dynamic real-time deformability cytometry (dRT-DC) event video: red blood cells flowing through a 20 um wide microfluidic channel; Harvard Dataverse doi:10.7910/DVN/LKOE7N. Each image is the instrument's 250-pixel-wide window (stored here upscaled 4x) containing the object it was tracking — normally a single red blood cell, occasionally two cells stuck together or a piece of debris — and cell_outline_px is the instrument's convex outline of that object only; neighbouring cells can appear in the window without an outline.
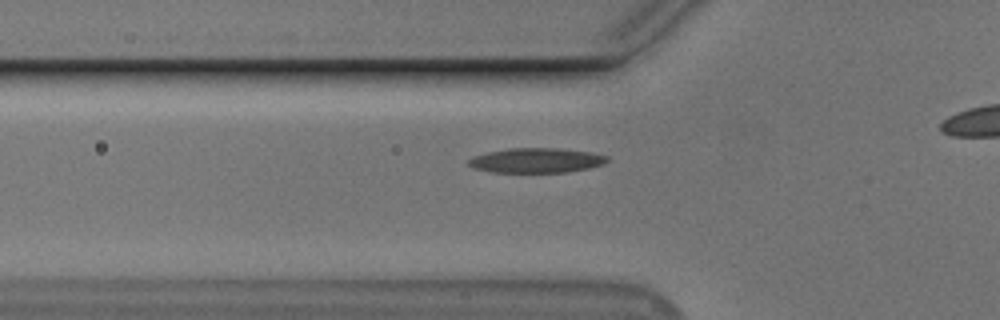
{"species": "Egyptian fruit bat (a non-hibernating species)", "species_latin": "Rousettus aegyptiacus", "temperature_condition": "cold", "stored_images_in_passage": 33, "camera_frame_rate_fps": 3000, "um_per_image_px": 0.085, "animal": {"sex": "male"}, "frame": {"image": 1, "passage_image": 5, "time_ms": 1.333, "image_size_px": [1000, 320], "cell_outline_px": [[608, 160], [604, 164], [588, 168], [568, 172], [492, 172], [472, 168], [468, 164], [468, 160], [472, 156], [488, 152], [508, 148], [556, 148], [592, 152], [608, 156]], "centroid_in_image_um": [45.58, 13.63], "position_along_channel_um": 80.2, "area_um2": 20.06}}
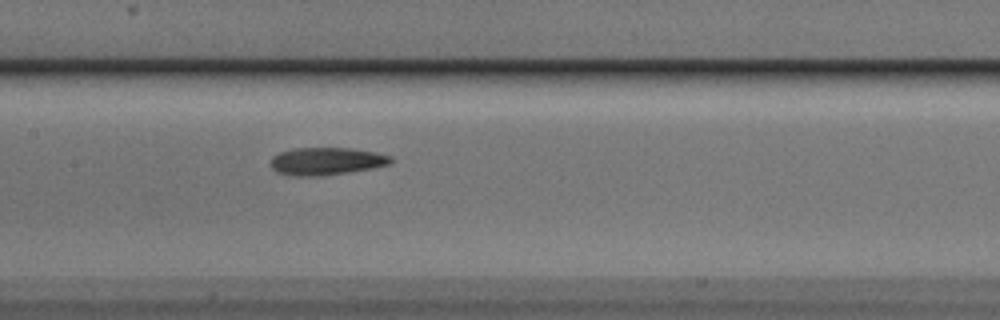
{"frame": {"image": 2, "passage_image": 13, "time_ms": 4.0, "image_size_px": [1000, 320], "cell_outline_px": [[392, 160], [388, 164], [372, 168], [324, 176], [296, 176], [276, 172], [272, 168], [272, 156], [280, 152], [292, 148], [352, 148], [376, 152], [392, 156]], "centroid_in_image_um": [27.74, 13.7], "position_along_channel_um": 179.7, "area_um2": 19.31}}
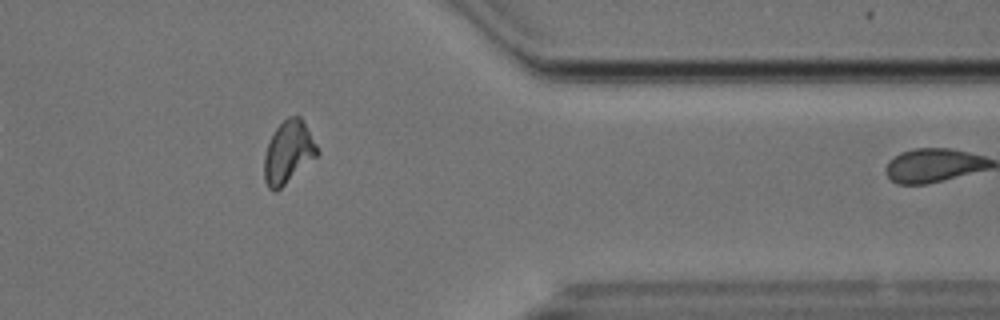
{"frame": {"image": 3, "passage_image": 31, "time_ms": 10.0, "image_size_px": [1000, 320], "cell_outline_px": [[320, 152], [316, 156], [276, 192], [272, 192], [268, 188], [264, 180], [264, 156], [268, 144], [276, 128], [288, 116], [300, 116], [316, 144]], "centroid_in_image_um": [24.48, 12.96], "position_along_channel_um": 386.9, "area_um2": 18.96}}